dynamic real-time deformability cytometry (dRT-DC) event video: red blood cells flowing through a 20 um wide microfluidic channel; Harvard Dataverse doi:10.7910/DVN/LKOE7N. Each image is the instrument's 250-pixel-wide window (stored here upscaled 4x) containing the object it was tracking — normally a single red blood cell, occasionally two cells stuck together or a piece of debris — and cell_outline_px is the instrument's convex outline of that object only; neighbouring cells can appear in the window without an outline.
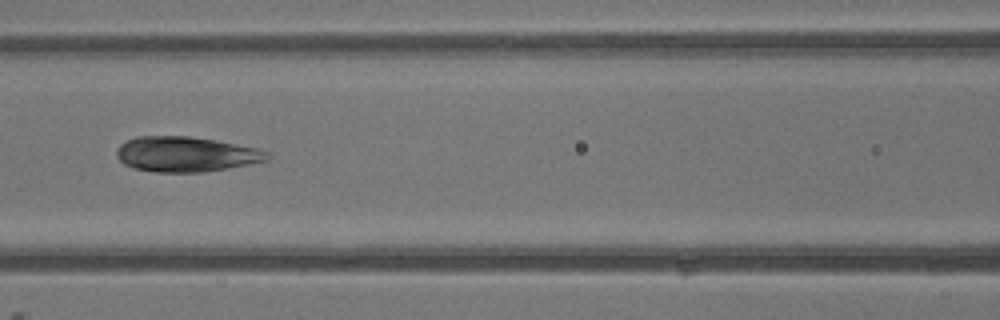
{"species": "common noctule bat (a hibernating species)", "species_latin": "Nyctalus noctula", "temperature_condition": "warm", "stored_images_in_passage": 3, "camera_frame_rate_fps": 3000, "um_per_image_px": 0.085, "animal": {"sex": "male", "body_mass_g": 13.3}, "frame": {"image": 1, "passage_image": 3, "time_ms": 2.667, "image_size_px": [1000, 320], "cell_outline_px": [[272, 156], [268, 160], [248, 164], [204, 172], [156, 172], [132, 168], [124, 164], [116, 156], [116, 152], [120, 144], [124, 140], [136, 136], [188, 136], [216, 140], [260, 148], [268, 152]], "centroid_in_image_um": [15.8, 13.1], "position_along_channel_um": 150.8, "area_um2": 31.1}}